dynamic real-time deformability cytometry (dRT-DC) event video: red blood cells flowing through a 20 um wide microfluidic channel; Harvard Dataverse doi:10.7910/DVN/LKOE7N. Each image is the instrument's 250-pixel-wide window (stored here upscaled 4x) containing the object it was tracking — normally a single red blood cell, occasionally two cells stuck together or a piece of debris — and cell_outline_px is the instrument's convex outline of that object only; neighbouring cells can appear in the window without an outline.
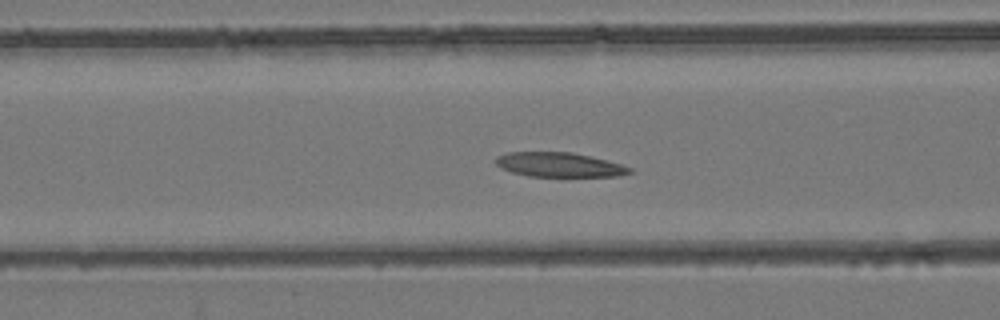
{"species": "common noctule bat (a hibernating species)", "species_latin": "Nyctalus noctula", "temperature_condition": "room temperature", "stored_images_in_passage": 49, "camera_frame_rate_fps": 3000, "um_per_image_px": 0.085, "animal": {"sex": "female", "body_mass_g": 24.6, "forearm_length_mm": 56.2}, "frame": {"image": 1, "passage_image": 16, "time_ms": 5.0, "image_size_px": [1000, 320], "cell_outline_px": [[632, 172], [620, 176], [528, 176], [512, 172], [500, 168], [496, 164], [496, 156], [508, 152], [572, 152], [620, 164], [632, 168]], "centroid_in_image_um": [47.5, 14.0], "position_along_channel_um": 119.1, "area_um2": 18.9}}
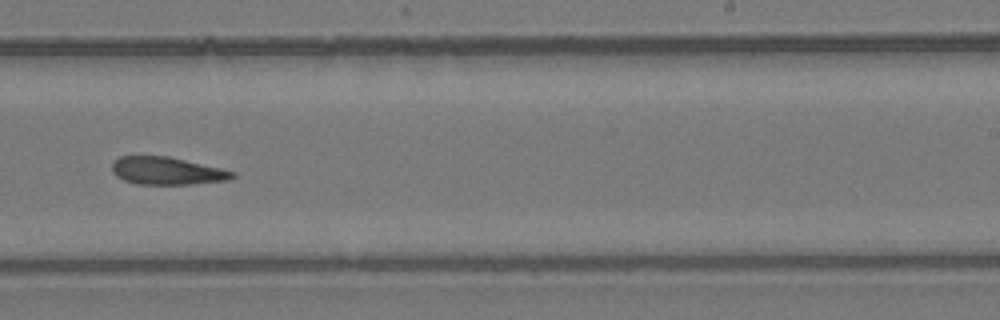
{"frame": {"image": 2, "passage_image": 28, "time_ms": 9.0, "image_size_px": [1000, 320], "cell_outline_px": [[236, 176], [228, 180], [192, 184], [136, 184], [124, 180], [116, 176], [112, 172], [112, 164], [120, 156], [168, 156], [220, 168], [236, 172]], "centroid_in_image_um": [14.19, 14.53], "position_along_channel_um": 274.8, "area_um2": 19.31}}
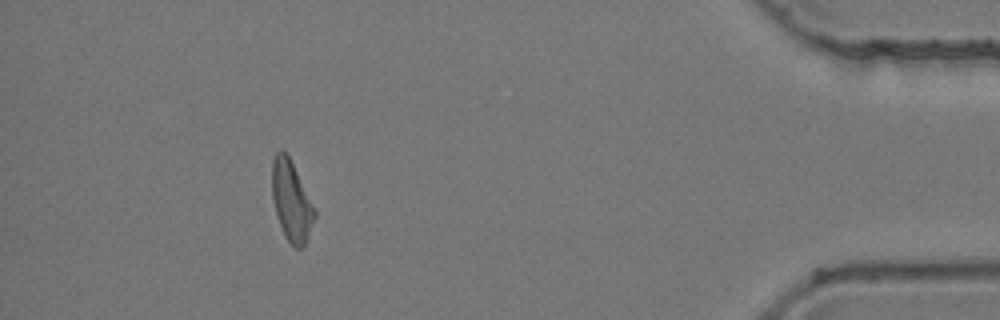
{"frame": {"image": 3, "passage_image": 43, "time_ms": 14.0, "image_size_px": [1000, 320], "cell_outline_px": [[316, 216], [304, 244], [300, 248], [296, 248], [284, 236], [276, 212], [272, 196], [272, 160], [276, 152], [280, 148], [288, 156], [316, 212]], "centroid_in_image_um": [24.74, 17.08], "position_along_channel_um": 410.5, "area_um2": 19.19}}